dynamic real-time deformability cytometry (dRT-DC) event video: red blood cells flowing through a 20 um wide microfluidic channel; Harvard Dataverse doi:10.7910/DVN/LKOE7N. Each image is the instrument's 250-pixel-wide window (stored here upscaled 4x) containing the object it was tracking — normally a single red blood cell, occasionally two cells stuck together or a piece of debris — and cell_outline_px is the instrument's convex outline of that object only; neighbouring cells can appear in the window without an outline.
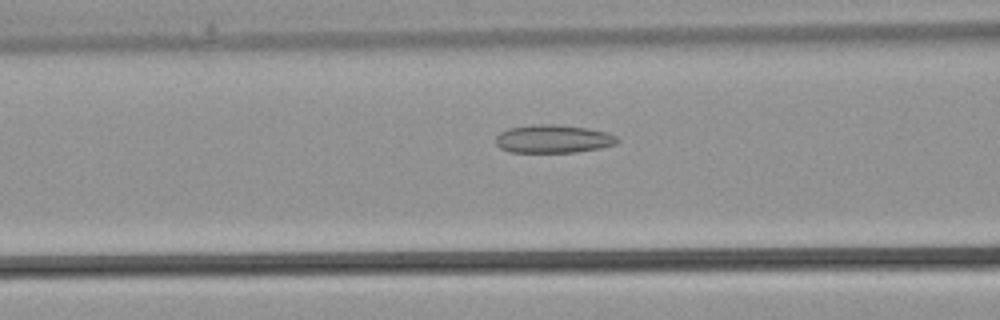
{"species": "common noctule bat (a hibernating species)", "species_latin": "Nyctalus noctula", "temperature_condition": "warm", "stored_images_in_passage": 28, "camera_frame_rate_fps": 3000, "um_per_image_px": 0.085, "animal": {"sex": "male", "body_mass_g": 21.5, "forearm_length_mm": 52.0}, "frame": {"image": 1, "passage_image": 10, "time_ms": 3.0, "image_size_px": [1000, 320], "cell_outline_px": [[620, 140], [616, 144], [600, 148], [576, 152], [512, 152], [500, 148], [496, 144], [496, 136], [500, 132], [508, 128], [540, 124], [556, 124], [588, 128], [608, 132], [616, 136]], "centroid_in_image_um": [47.05, 11.8], "position_along_channel_um": 119.6, "area_um2": 20.0}}
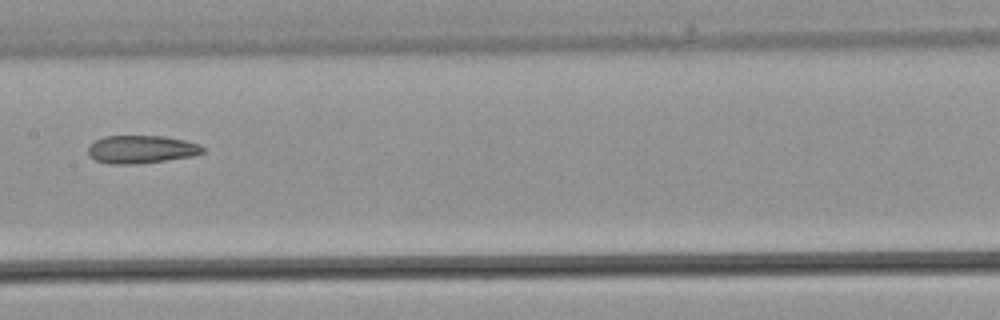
{"frame": {"image": 2, "passage_image": 14, "time_ms": 4.333, "image_size_px": [1000, 320], "cell_outline_px": [[204, 152], [192, 156], [164, 160], [132, 164], [108, 164], [96, 160], [88, 156], [88, 144], [104, 136], [164, 136], [184, 140], [200, 144], [204, 148]], "centroid_in_image_um": [11.97, 12.69], "position_along_channel_um": 195.4, "area_um2": 18.67}}
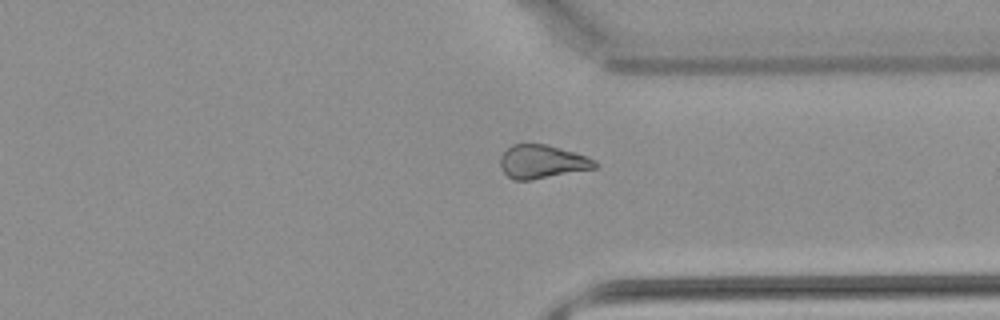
{"frame": {"image": 3, "passage_image": 23, "time_ms": 7.333, "image_size_px": [1000, 320], "cell_outline_px": [[600, 164], [596, 168], [532, 180], [516, 180], [508, 176], [504, 172], [500, 164], [500, 156], [512, 144], [548, 144], [596, 160]], "centroid_in_image_um": [46.09, 13.75], "position_along_channel_um": 365.3, "area_um2": 18.38}}